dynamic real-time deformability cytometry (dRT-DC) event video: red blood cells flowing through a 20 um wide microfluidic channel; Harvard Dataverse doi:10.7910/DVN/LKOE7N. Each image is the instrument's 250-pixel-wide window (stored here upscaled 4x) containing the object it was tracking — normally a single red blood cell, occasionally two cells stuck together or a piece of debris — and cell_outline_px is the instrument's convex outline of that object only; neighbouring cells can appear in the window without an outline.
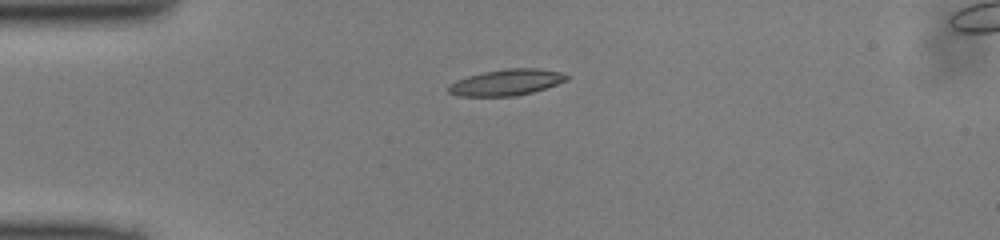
{"species": "common noctule bat (a hibernating species)", "species_latin": "Nyctalus noctula", "temperature_condition": "cold", "stored_images_in_passage": 38, "camera_frame_rate_fps": 3000, "um_per_image_px": 0.085, "animal": {"sex": "male", "body_mass_g": 13.0, "forearm_length_mm": 53.1}, "frame": {"image": 1, "passage_image": 1, "time_ms": 0.0, "image_size_px": [1000, 240], "cell_outline_px": [[572, 76], [568, 80], [532, 92], [516, 96], [456, 96], [448, 92], [448, 84], [456, 80], [468, 76], [484, 72], [508, 68], [536, 68], [560, 72]], "centroid_in_image_um": [43.04, 7.0], "position_along_channel_um": 42.0, "area_um2": 18.03}}
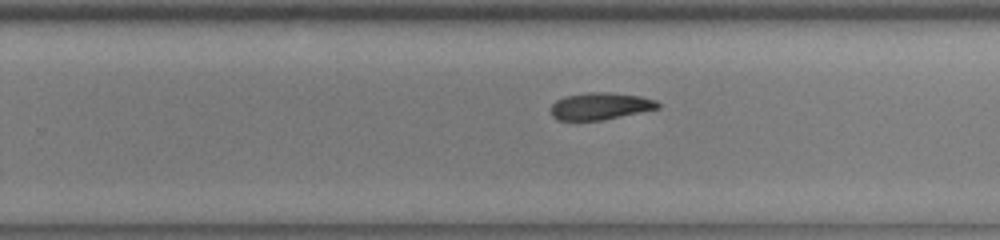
{"frame": {"image": 2, "passage_image": 20, "time_ms": 6.333, "image_size_px": [1000, 240], "cell_outline_px": [[660, 108], [604, 120], [556, 120], [552, 116], [552, 104], [556, 100], [564, 96], [588, 92], [608, 92], [640, 96], [656, 100], [660, 104]], "centroid_in_image_um": [51.03, 9.02], "position_along_channel_um": 278.8, "area_um2": 16.94}}
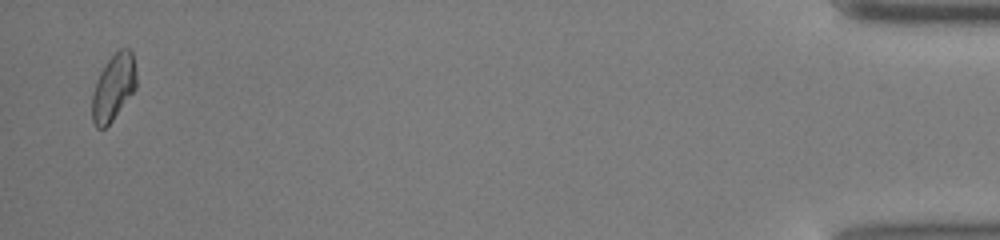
{"frame": {"image": 3, "passage_image": 37, "time_ms": 12.0, "image_size_px": [1000, 240], "cell_outline_px": [[136, 88], [112, 120], [104, 128], [96, 128], [92, 120], [92, 96], [100, 72], [104, 64], [120, 48], [128, 48], [132, 52], [136, 76]], "centroid_in_image_um": [9.64, 7.42], "position_along_channel_um": 425.6, "area_um2": 16.82}}